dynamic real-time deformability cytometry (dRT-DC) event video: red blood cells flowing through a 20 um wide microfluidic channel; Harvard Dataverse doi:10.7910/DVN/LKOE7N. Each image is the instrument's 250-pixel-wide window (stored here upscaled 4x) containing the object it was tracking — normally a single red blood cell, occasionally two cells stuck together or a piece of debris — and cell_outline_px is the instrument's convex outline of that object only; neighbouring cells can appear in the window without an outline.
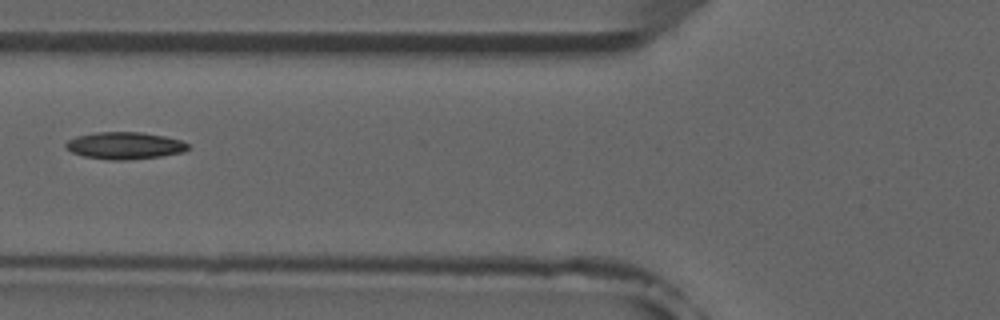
{"species": "common noctule bat (a hibernating species)", "species_latin": "Nyctalus noctula", "temperature_condition": "room temperature", "stored_images_in_passage": 5, "camera_frame_rate_fps": 3000, "um_per_image_px": 0.085, "animal": {"sex": "male", "forearm_length_mm": 52.5}, "frame": {"image": 1, "passage_image": 4, "time_ms": 3.667, "image_size_px": [1000, 320], "cell_outline_px": [[188, 148], [184, 152], [160, 156], [120, 160], [108, 160], [84, 156], [72, 152], [64, 144], [68, 140], [76, 136], [96, 132], [140, 132], [164, 136], [180, 140], [188, 144]], "centroid_in_image_um": [10.58, 12.37], "position_along_channel_um": 115.2, "area_um2": 19.07}}
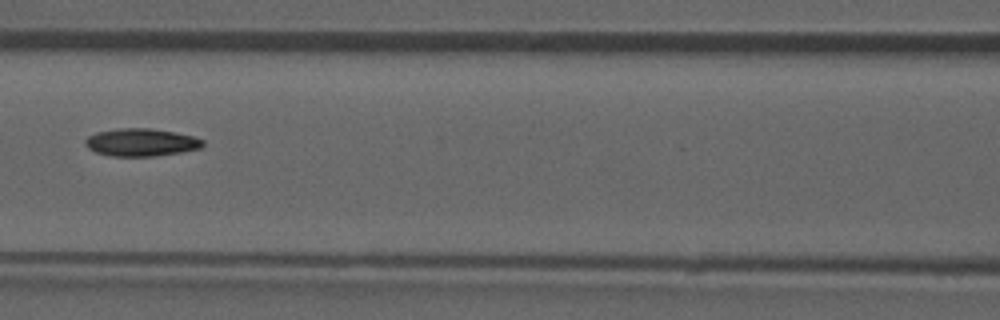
{"frame": {"image": 2, "passage_image": 5, "time_ms": 4.667, "image_size_px": [1000, 320], "cell_outline_px": [[204, 144], [200, 148], [180, 152], [156, 156], [112, 156], [96, 152], [88, 148], [84, 144], [84, 140], [88, 136], [96, 132], [120, 128], [152, 128], [176, 132], [192, 136], [204, 140]], "centroid_in_image_um": [11.98, 12.09], "position_along_channel_um": 154.6, "area_um2": 19.02}}